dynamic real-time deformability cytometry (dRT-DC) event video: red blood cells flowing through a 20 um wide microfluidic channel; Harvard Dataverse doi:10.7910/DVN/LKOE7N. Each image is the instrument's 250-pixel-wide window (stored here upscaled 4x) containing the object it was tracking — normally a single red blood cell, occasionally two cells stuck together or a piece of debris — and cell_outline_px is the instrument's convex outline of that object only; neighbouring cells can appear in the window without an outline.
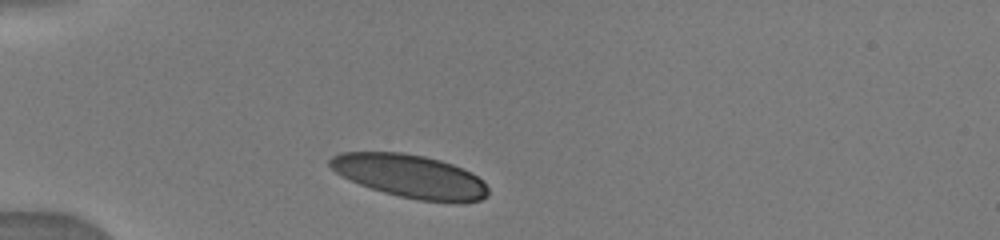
{"species": "human", "species_latin": "Homo sapiens", "temperature_condition": "warm", "stored_images_in_passage": 3, "camera_frame_rate_fps": 3000, "um_per_image_px": 0.085, "donor": {"sex": "male"}, "frame": {"image": 1, "passage_image": 1, "time_ms": 0.0, "image_size_px": [1000, 240], "cell_outline_px": [[488, 196], [480, 200], [420, 200], [400, 196], [384, 192], [360, 184], [340, 176], [328, 164], [328, 160], [332, 156], [340, 152], [404, 152], [424, 156], [440, 160], [464, 168], [472, 172], [488, 188]], "centroid_in_image_um": [34.8, 14.93], "position_along_channel_um": 50.2, "area_um2": 39.19}}
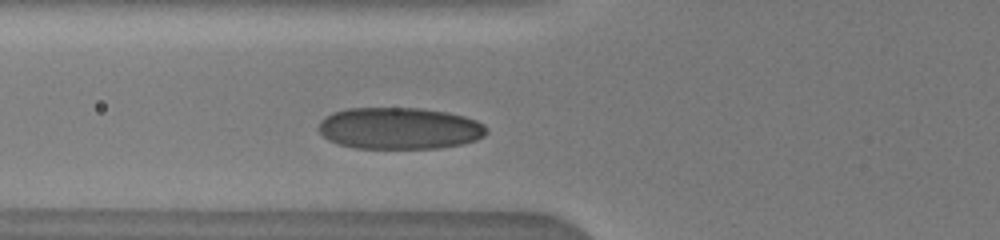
{"frame": {"image": 2, "passage_image": 3, "time_ms": 1.667, "image_size_px": [1000, 240], "cell_outline_px": [[488, 132], [484, 136], [476, 140], [460, 144], [440, 148], [356, 148], [340, 144], [328, 140], [316, 128], [320, 120], [324, 116], [332, 112], [348, 108], [420, 108], [448, 112], [464, 116], [476, 120], [484, 124], [488, 128]], "centroid_in_image_um": [33.94, 10.9], "position_along_channel_um": 91.9, "area_um2": 41.15}}